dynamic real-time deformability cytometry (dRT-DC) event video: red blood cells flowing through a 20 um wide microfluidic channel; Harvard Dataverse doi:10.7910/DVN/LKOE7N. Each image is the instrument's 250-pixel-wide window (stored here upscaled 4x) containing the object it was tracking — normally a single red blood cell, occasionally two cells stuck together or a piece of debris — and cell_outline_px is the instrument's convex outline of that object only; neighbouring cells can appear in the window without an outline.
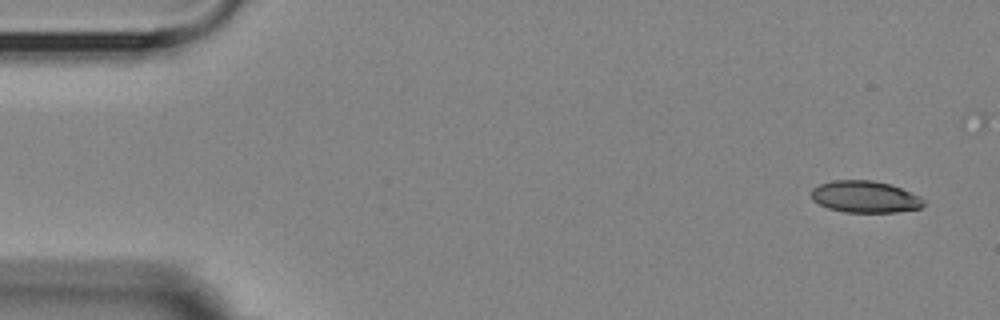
{"species": "Egyptian fruit bat (a non-hibernating species)", "species_latin": "Rousettus aegyptiacus", "temperature_condition": "room temperature", "stored_images_in_passage": 6, "segment_of_instrument_passage": [1, 2], "camera_frame_rate_fps": 3000, "um_per_image_px": 0.085, "animal": {"sex": "female"}, "frame": {"image": 1, "passage_image": 1, "time_ms": 0.0, "image_size_px": [1000, 320], "cell_outline_px": [[924, 204], [920, 208], [896, 212], [844, 212], [828, 208], [812, 200], [812, 188], [820, 184], [832, 180], [872, 180], [888, 184], [900, 188], [920, 196], [924, 200]], "centroid_in_image_um": [73.51, 16.73], "position_along_channel_um": 11.5, "area_um2": 20.69}}